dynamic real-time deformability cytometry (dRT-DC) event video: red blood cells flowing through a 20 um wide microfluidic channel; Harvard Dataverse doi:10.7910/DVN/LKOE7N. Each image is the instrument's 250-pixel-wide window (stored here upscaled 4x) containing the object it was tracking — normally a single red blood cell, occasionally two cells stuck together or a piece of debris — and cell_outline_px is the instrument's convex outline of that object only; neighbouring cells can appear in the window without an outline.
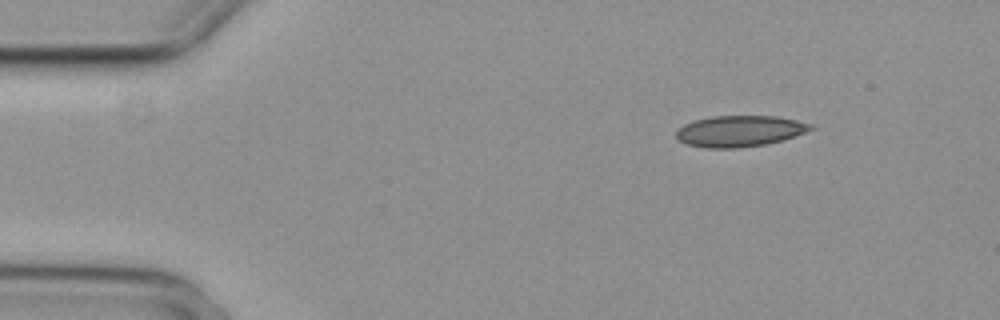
{"species": "common noctule bat (a hibernating species)", "species_latin": "Nyctalus noctula", "temperature_condition": "cold", "stored_images_in_passage": 6, "camera_frame_rate_fps": 3000, "um_per_image_px": 0.085, "animal": {"sex": "female", "body_mass_g": 29.2, "forearm_length_mm": 56.3}, "frame": {"image": 1, "passage_image": 6, "time_ms": 1.667, "image_size_px": [1000, 320], "cell_outline_px": [[816, 128], [780, 140], [764, 144], [736, 148], [708, 148], [684, 144], [676, 136], [676, 132], [684, 124], [696, 120], [712, 116], [772, 116], [796, 120], [812, 124]], "centroid_in_image_um": [62.84, 11.14], "position_along_channel_um": 22.2, "area_um2": 24.04}}